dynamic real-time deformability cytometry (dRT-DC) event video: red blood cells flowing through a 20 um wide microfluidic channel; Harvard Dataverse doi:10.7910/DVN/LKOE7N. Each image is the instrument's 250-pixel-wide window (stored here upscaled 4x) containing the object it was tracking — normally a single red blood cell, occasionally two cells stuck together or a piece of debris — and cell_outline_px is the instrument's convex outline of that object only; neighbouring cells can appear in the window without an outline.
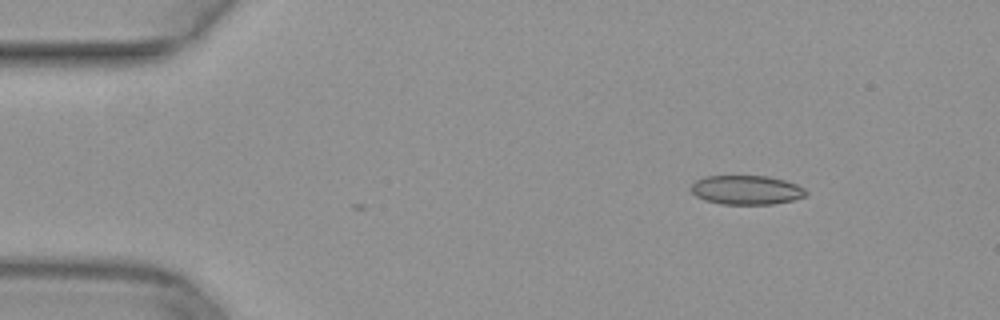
{"species": "common noctule bat (a hibernating species)", "species_latin": "Nyctalus noctula", "temperature_condition": "warm", "stored_images_in_passage": 3, "camera_frame_rate_fps": 3000, "um_per_image_px": 0.085, "animal": {"sex": "female", "body_mass_g": 29.2, "forearm_length_mm": 56.3}, "frame": {"image": 1, "passage_image": 1, "time_ms": 0.0, "image_size_px": [1000, 320], "cell_outline_px": [[808, 192], [804, 196], [792, 200], [772, 204], [720, 204], [704, 200], [696, 196], [688, 188], [696, 180], [704, 176], [768, 176], [784, 180], [796, 184], [804, 188]], "centroid_in_image_um": [63.41, 16.14], "position_along_channel_um": 21.6, "area_um2": 19.59}}